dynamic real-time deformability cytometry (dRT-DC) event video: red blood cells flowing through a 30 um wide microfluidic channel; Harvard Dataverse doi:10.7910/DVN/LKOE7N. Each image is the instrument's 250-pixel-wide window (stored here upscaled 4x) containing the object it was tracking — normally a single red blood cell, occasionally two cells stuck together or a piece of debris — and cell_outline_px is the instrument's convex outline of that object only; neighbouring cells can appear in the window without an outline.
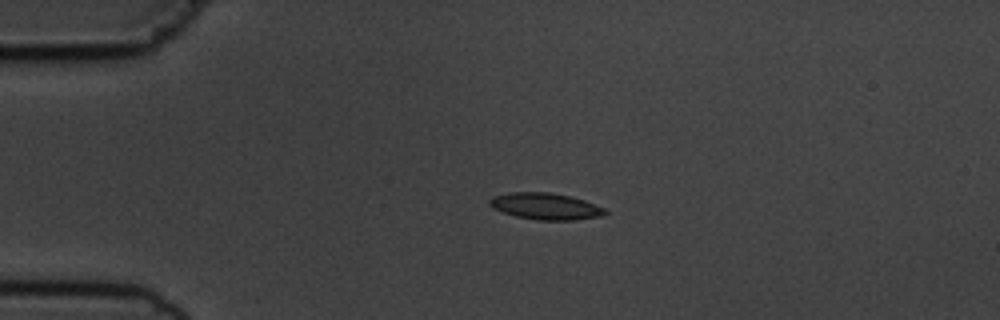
{"species": "common noctule bat (a hibernating species)", "species_latin": "Nyctalus noctula", "temperature_condition": "cold", "stored_images_in_passage": 4, "camera_frame_rate_fps": 3000, "um_per_image_px": 0.085, "animal": {"sex": "male", "body_mass_g": 19.5, "forearm_length_mm": 54.6}, "frame": {"image": 1, "passage_image": 3, "time_ms": 2.333, "image_size_px": [1000, 320], "cell_outline_px": [[608, 212], [604, 216], [576, 220], [536, 220], [516, 216], [492, 208], [488, 204], [488, 200], [492, 196], [512, 192], [548, 192], [568, 196], [584, 200], [604, 208]], "centroid_in_image_um": [46.36, 17.54], "position_along_channel_um": 38.6, "area_um2": 17.92}}